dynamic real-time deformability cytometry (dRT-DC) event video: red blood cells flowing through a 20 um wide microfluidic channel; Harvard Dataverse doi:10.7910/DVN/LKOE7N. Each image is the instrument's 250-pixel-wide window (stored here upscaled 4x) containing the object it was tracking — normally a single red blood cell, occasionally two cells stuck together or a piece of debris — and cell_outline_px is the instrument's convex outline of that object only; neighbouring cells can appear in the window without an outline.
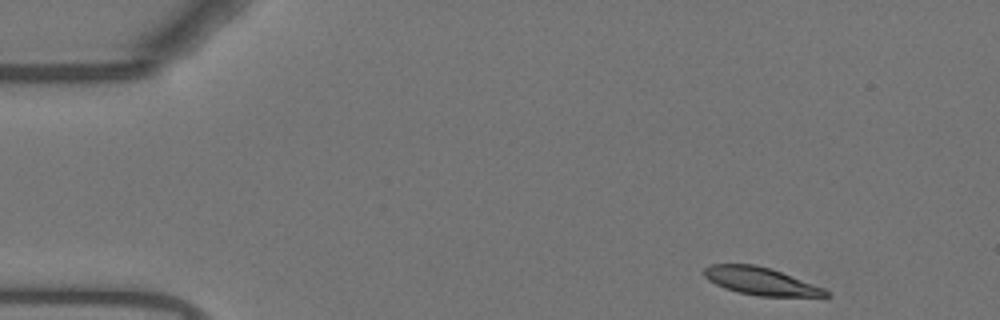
{"species": "Egyptian fruit bat (a non-hibernating species)", "species_latin": "Rousettus aegyptiacus", "temperature_condition": "warm", "stored_images_in_passage": 50, "camera_frame_rate_fps": 3000, "um_per_image_px": 0.085, "animal": {"sex": "female"}, "frame": {"image": 1, "passage_image": 1, "time_ms": 0.0, "image_size_px": [1000, 320], "cell_outline_px": [[832, 296], [760, 296], [740, 292], [724, 288], [708, 280], [704, 276], [704, 268], [708, 264], [756, 264], [772, 268], [824, 288]], "centroid_in_image_um": [64.64, 23.88], "position_along_channel_um": 20.4, "area_um2": 19.54}}
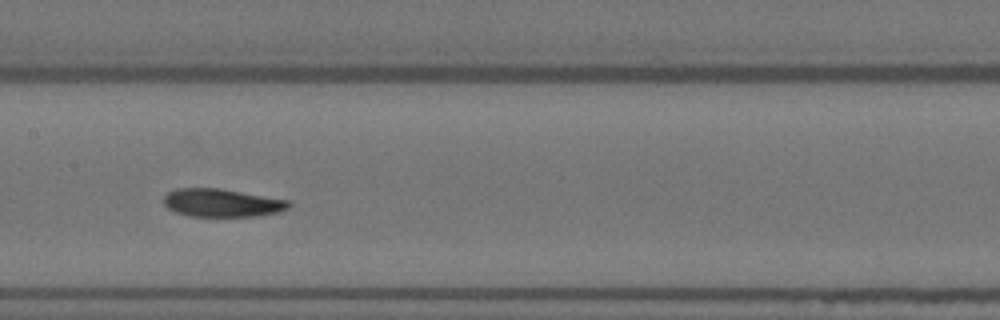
{"frame": {"image": 2, "passage_image": 22, "time_ms": 7.0, "image_size_px": [1000, 320], "cell_outline_px": [[292, 204], [288, 208], [280, 212], [256, 216], [188, 216], [176, 212], [168, 208], [164, 204], [164, 196], [168, 192], [176, 188], [220, 188], [288, 200]], "centroid_in_image_um": [18.86, 17.24], "position_along_channel_um": 188.5, "area_um2": 20.46}}
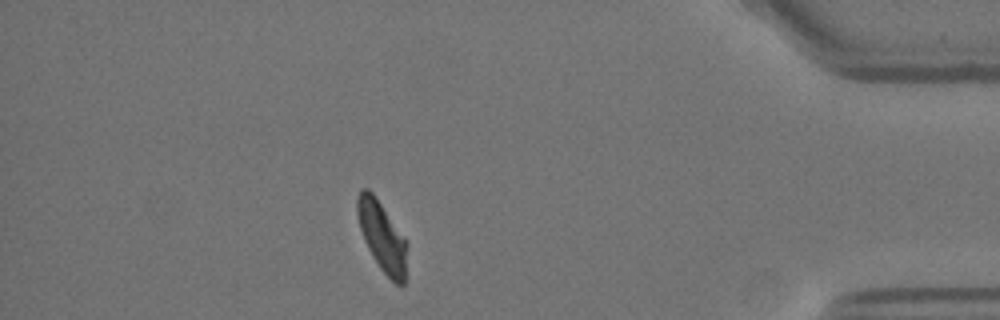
{"frame": {"image": 3, "passage_image": 43, "time_ms": 14.0, "image_size_px": [1000, 320], "cell_outline_px": [[408, 244], [404, 284], [396, 284], [380, 268], [372, 256], [364, 240], [360, 228], [356, 212], [356, 196], [360, 188], [368, 188], [372, 192], [404, 236]], "centroid_in_image_um": [32.46, 20.07], "position_along_channel_um": 402.7, "area_um2": 20.23}, "authors_computed_cell_mechanics": {"area_um2": 20.8369, "velocity_mm_per_s": 3.6835, "shape_relaxation_time_tau1_ms": 7.0155, "shape_relaxation_time_tau2_ms": 2.7357, "deformation_change_tau1": 0.2187, "deformation_change_tau2": 0.087}}